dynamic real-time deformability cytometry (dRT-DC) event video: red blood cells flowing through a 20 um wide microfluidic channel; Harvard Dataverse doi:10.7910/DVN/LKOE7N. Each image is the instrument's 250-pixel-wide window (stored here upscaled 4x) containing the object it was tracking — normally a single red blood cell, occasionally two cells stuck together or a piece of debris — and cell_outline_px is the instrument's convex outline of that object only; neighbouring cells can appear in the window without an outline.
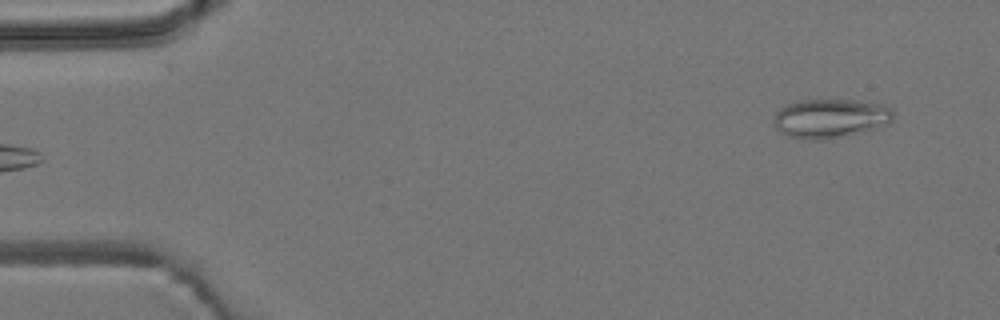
{"species": "common noctule bat (a hibernating species)", "species_latin": "Nyctalus noctula", "temperature_condition": "room temperature", "stored_images_in_passage": 5, "camera_frame_rate_fps": 3000, "um_per_image_px": 0.085, "animal": {"sex": "male", "body_mass_g": 19.2, "forearm_length_mm": 51.8}, "frame": {"image": 1, "passage_image": 5, "time_ms": 4.667, "image_size_px": [1000, 320], "cell_outline_px": [[892, 120], [888, 124], [876, 128], [824, 140], [804, 140], [788, 136], [780, 132], [776, 128], [772, 120], [776, 112], [780, 108], [788, 104], [800, 100], [856, 100], [884, 104], [892, 112]], "centroid_in_image_um": [70.53, 10.06], "position_along_channel_um": 14.5, "area_um2": 27.22}}